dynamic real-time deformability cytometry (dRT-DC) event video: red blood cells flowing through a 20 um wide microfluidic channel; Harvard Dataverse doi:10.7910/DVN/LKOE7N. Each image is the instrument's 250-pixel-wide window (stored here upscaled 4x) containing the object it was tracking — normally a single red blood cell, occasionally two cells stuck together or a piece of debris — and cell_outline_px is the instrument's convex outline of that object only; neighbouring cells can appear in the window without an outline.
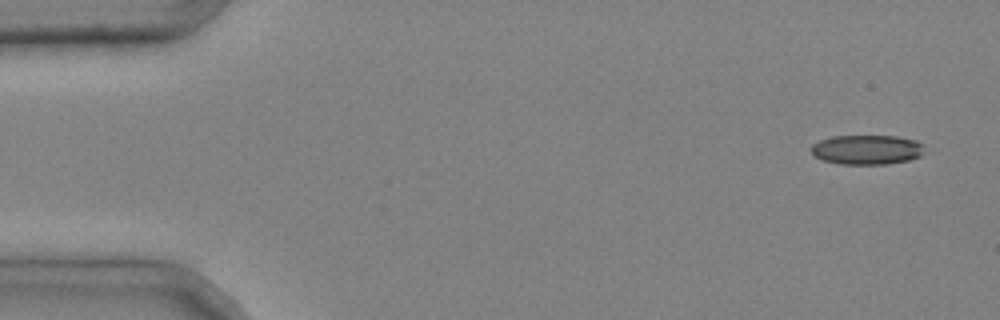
{"species": "common noctule bat (a hibernating species)", "species_latin": "Nyctalus noctula", "temperature_condition": "cold", "stored_images_in_passage": 4, "camera_frame_rate_fps": 3000, "um_per_image_px": 0.085, "animal": {"sex": "male", "body_mass_g": 20.4}, "frame": {"image": 1, "passage_image": 1, "time_ms": 0.0, "image_size_px": [1000, 320], "cell_outline_px": [[924, 144], [920, 156], [908, 160], [888, 164], [840, 164], [824, 160], [816, 156], [812, 152], [812, 144], [820, 140], [832, 136], [896, 136], [916, 140]], "centroid_in_image_um": [73.7, 12.72], "position_along_channel_um": 11.3, "area_um2": 19.42}}
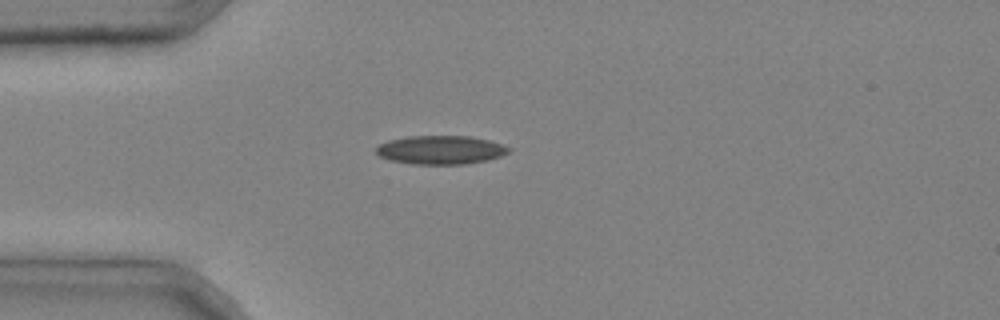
{"frame": {"image": 2, "passage_image": 3, "time_ms": 0.667, "image_size_px": [1000, 320], "cell_outline_px": [[512, 148], [508, 152], [500, 156], [488, 160], [464, 164], [412, 164], [388, 160], [380, 156], [376, 152], [376, 148], [380, 144], [388, 140], [408, 136], [472, 136], [488, 140]], "centroid_in_image_um": [37.44, 12.74], "position_along_channel_um": 47.6, "area_um2": 22.14}}